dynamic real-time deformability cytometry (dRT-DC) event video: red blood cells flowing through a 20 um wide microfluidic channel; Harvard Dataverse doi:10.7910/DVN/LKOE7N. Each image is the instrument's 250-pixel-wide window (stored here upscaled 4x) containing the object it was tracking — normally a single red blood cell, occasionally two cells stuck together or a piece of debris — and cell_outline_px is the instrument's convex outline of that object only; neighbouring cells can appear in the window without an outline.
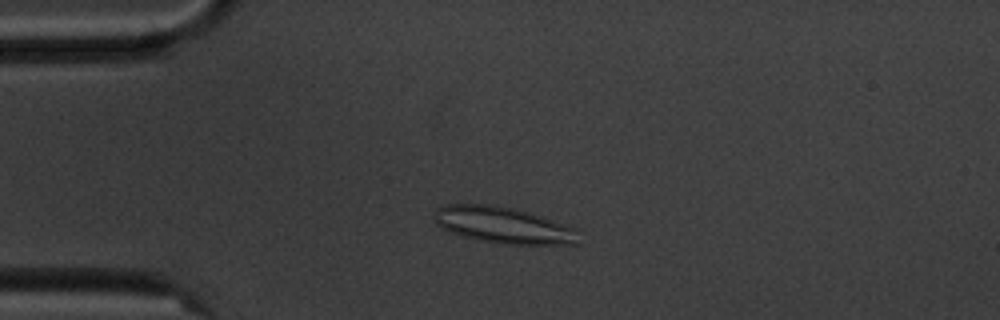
{"species": "common noctule bat (a hibernating species)", "species_latin": "Nyctalus noctula", "temperature_condition": "cold", "stored_images_in_passage": 54, "camera_frame_rate_fps": 3000, "um_per_image_px": 0.085, "animal": {"sex": "male", "body_mass_g": 20.1, "forearm_length_mm": 53.5}, "frame": {"image": 1, "passage_image": 11, "time_ms": 3.333, "image_size_px": [1000, 320], "cell_outline_px": [[580, 228], [576, 244], [504, 244], [480, 240], [464, 236], [440, 228], [436, 224], [432, 216], [436, 208], [444, 204], [488, 204], [512, 208], [528, 212]], "centroid_in_image_um": [42.77, 19.12], "position_along_channel_um": 42.2, "area_um2": 30.81}}
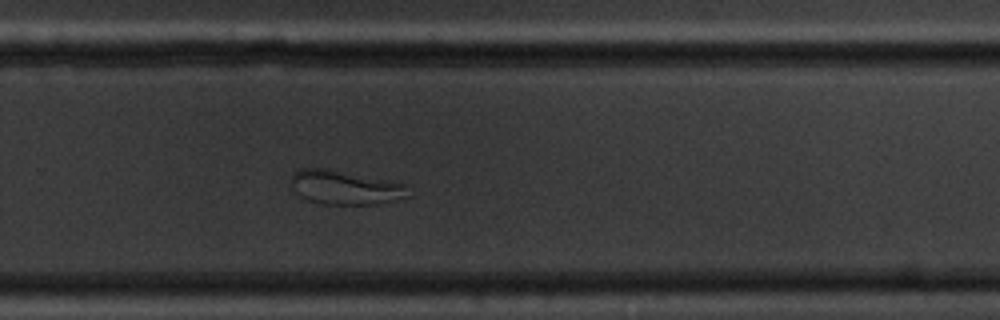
{"frame": {"image": 2, "passage_image": 35, "time_ms": 11.333, "image_size_px": [1000, 320], "cell_outline_px": [[408, 196], [376, 204], [320, 204], [308, 200], [300, 196], [288, 188], [288, 180], [292, 172], [300, 168], [324, 168], [408, 184]], "centroid_in_image_um": [29.21, 15.93], "position_along_channel_um": 300.6, "area_um2": 23.52}}
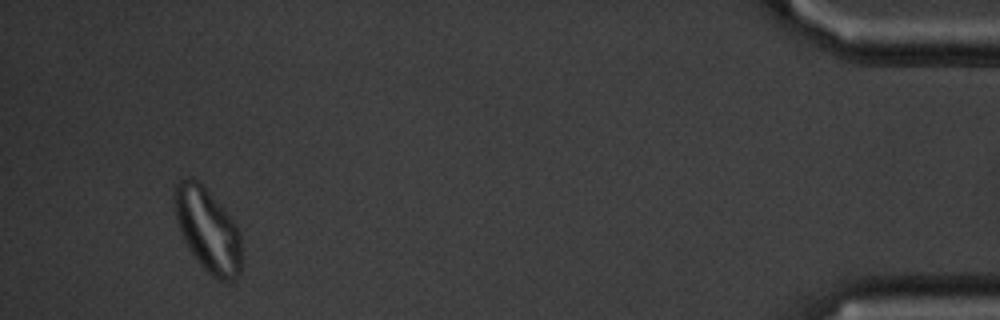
{"frame": {"image": 3, "passage_image": 51, "time_ms": 16.667, "image_size_px": [1000, 320], "cell_outline_px": [[240, 272], [232, 280], [224, 284], [212, 276], [196, 260], [184, 240], [180, 232], [176, 220], [172, 200], [172, 192], [176, 184], [180, 180], [196, 180], [220, 204], [236, 224], [240, 232]], "centroid_in_image_um": [17.63, 19.57], "position_along_channel_um": 417.6, "area_um2": 32.48}}